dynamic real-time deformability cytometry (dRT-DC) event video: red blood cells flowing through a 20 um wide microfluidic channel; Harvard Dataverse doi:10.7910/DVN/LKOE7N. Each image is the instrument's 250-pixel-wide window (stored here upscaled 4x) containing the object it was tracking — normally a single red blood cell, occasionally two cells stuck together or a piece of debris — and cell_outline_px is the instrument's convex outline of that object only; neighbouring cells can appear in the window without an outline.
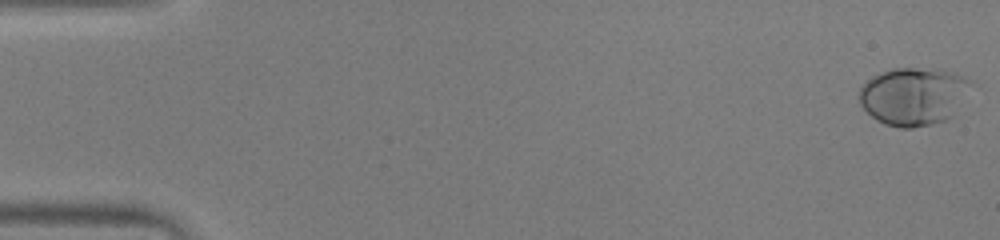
{"species": "human", "species_latin": "Homo sapiens", "temperature_condition": "warm", "stored_images_in_passage": 53, "camera_frame_rate_fps": 3000, "um_per_image_px": 0.085, "donor": {"sex": "male"}, "frame": {"image": 1, "passage_image": 1, "time_ms": 0.0, "image_size_px": [1000, 240], "cell_outline_px": [[976, 80], [952, 116], [948, 120], [932, 124], [912, 128], [900, 128], [884, 124], [876, 120], [860, 104], [860, 88], [872, 76], [892, 68], [940, 68], [956, 72]], "centroid_in_image_um": [77.71, 8.15], "position_along_channel_um": 7.3, "area_um2": 38.21}}
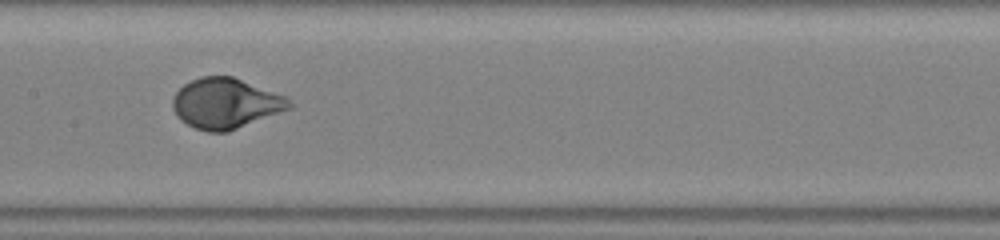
{"frame": {"image": 2, "passage_image": 27, "time_ms": 8.667, "image_size_px": [1000, 240], "cell_outline_px": [[296, 104], [292, 108], [228, 132], [208, 132], [196, 128], [180, 120], [176, 116], [172, 108], [172, 100], [176, 92], [184, 84], [200, 76], [232, 76], [288, 96]], "centroid_in_image_um": [19.22, 8.79], "position_along_channel_um": 188.2, "area_um2": 34.62}}
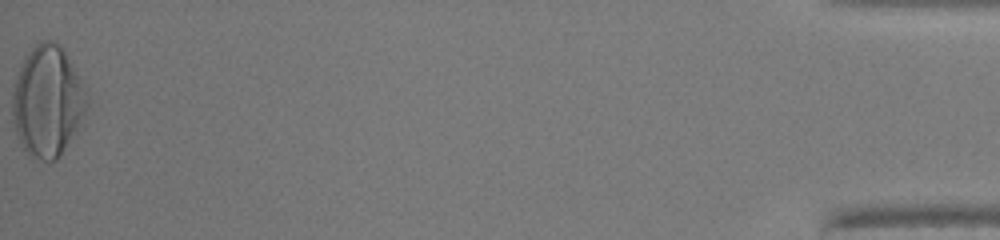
{"frame": {"image": 3, "passage_image": 53, "time_ms": 17.333, "image_size_px": [1000, 240], "cell_outline_px": [[88, 104], [76, 128], [60, 156], [56, 160], [32, 160], [24, 152], [16, 136], [12, 120], [12, 92], [20, 68], [32, 44], [40, 40], [56, 40], [64, 52], [88, 92]], "centroid_in_image_um": [3.99, 8.62], "position_along_channel_um": 431.2, "area_um2": 48.15}, "authors_computed_cell_mechanics": {"area_um2": 34.5644, "velocity_mm_per_s": 3.9402, "shape_relaxation_time_tau1_ms": 2.7924, "shape_relaxation_time_tau2_ms": null, "deformation_change_tau1": 0.2034, "deformation_change_tau2": null}}